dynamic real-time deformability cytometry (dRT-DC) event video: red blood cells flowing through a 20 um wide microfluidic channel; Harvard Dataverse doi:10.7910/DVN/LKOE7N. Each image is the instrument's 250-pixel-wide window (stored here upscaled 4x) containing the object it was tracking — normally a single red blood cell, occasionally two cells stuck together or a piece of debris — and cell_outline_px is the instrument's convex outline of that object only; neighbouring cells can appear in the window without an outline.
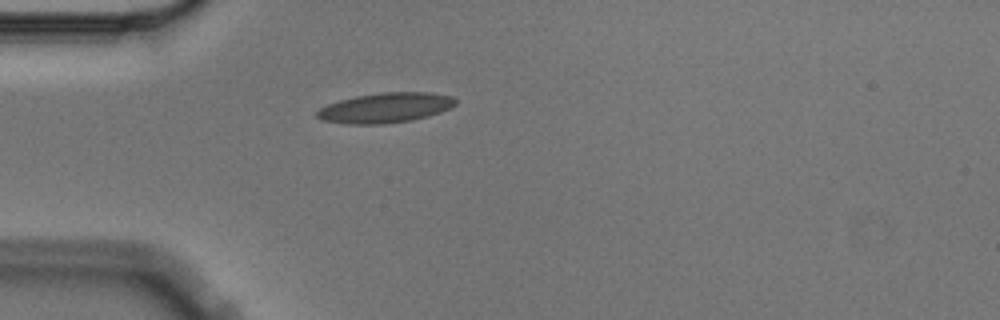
{"species": "Egyptian fruit bat (a non-hibernating species)", "species_latin": "Rousettus aegyptiacus", "temperature_condition": "cold", "stored_images_in_passage": 1, "camera_frame_rate_fps": 3000, "um_per_image_px": 0.085, "animal": {"sex": "male"}, "frame": {"image": 1, "passage_image": 1, "time_ms": 0.0, "image_size_px": [1000, 320], "cell_outline_px": [[456, 104], [452, 108], [428, 116], [412, 120], [384, 124], [348, 124], [324, 120], [316, 116], [316, 112], [320, 108], [328, 104], [340, 100], [356, 96], [380, 92], [432, 92], [452, 96], [456, 100]], "centroid_in_image_um": [32.8, 9.15], "position_along_channel_um": 52.2, "area_um2": 24.28}}